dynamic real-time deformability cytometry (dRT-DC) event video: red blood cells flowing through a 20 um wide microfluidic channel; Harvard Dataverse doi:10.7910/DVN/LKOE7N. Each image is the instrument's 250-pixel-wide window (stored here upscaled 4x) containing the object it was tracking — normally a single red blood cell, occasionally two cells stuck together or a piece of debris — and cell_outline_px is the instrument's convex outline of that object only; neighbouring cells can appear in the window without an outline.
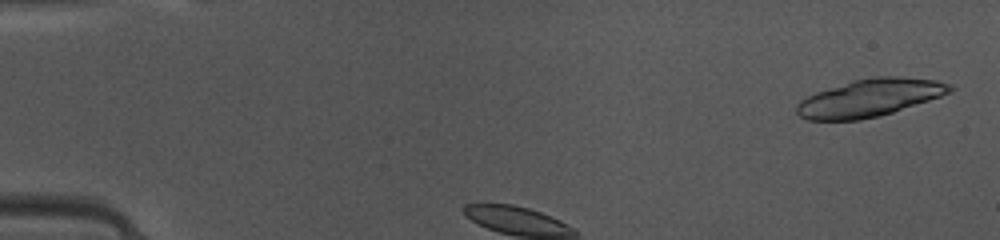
{"species": "common noctule bat (a hibernating species)", "species_latin": "Nyctalus noctula", "temperature_condition": "warm", "stored_images_in_passage": 40, "camera_frame_rate_fps": 3000, "um_per_image_px": 0.085, "animal": {"sex": "female", "body_mass_g": 10.0, "forearm_length_mm": 53.1}, "frame": {"image": 1, "passage_image": 2, "time_ms": 0.333, "image_size_px": [1000, 240], "cell_outline_px": [[956, 88], [952, 92], [880, 116], [860, 120], [808, 120], [800, 116], [796, 112], [796, 104], [800, 100], [816, 92], [856, 80], [876, 76], [896, 76], [936, 80], [948, 84]], "centroid_in_image_um": [73.92, 8.32], "position_along_channel_um": 11.1, "area_um2": 33.18}}
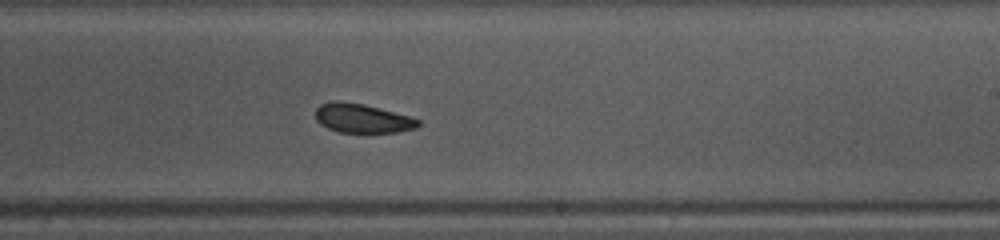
{"frame": {"image": 2, "passage_image": 20, "time_ms": 6.333, "image_size_px": [1000, 240], "cell_outline_px": [[420, 124], [416, 128], [396, 132], [340, 132], [328, 128], [320, 124], [316, 120], [316, 108], [320, 104], [332, 100], [336, 100], [364, 104], [408, 116], [420, 120]], "centroid_in_image_um": [30.76, 10.05], "position_along_channel_um": 258.2, "area_um2": 17.28}}
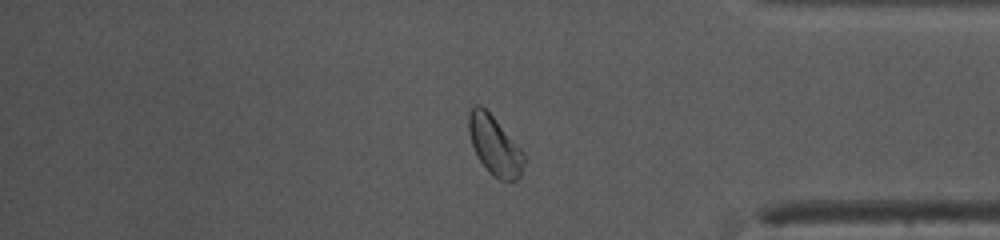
{"frame": {"image": 3, "passage_image": 31, "time_ms": 10.0, "image_size_px": [1000, 240], "cell_outline_px": [[528, 160], [520, 176], [516, 180], [500, 180], [492, 176], [488, 172], [480, 160], [472, 144], [468, 132], [468, 112], [472, 104], [480, 104], [492, 116], [524, 152]], "centroid_in_image_um": [42.06, 12.38], "position_along_channel_um": 393.1, "area_um2": 19.19}, "authors_computed_cell_mechanics": {"area_um2": 18.7272, "velocity_mm_per_s": 4.1223, "shape_relaxation_time_tau1_ms": 5.4444, "shape_relaxation_time_tau2_ms": 3.9656, "deformation_change_tau1": 0.1178, "deformation_change_tau2": 0.0982}}